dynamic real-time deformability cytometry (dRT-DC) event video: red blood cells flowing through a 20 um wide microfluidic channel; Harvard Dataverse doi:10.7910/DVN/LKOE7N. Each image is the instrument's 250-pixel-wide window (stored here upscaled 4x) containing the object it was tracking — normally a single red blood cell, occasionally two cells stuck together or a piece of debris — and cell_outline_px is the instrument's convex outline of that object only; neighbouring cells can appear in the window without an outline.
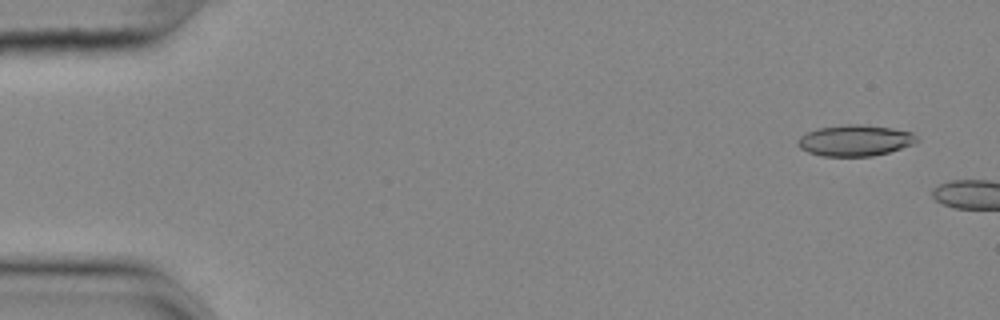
{"species": "common noctule bat (a hibernating species)", "species_latin": "Nyctalus noctula", "temperature_condition": "cold", "stored_images_in_passage": 6, "camera_frame_rate_fps": 3000, "um_per_image_px": 0.085, "animal": {"sex": "female", "body_mass_g": 25.1}, "frame": {"image": 1, "passage_image": 3, "time_ms": 0.667, "image_size_px": [1000, 320], "cell_outline_px": [[920, 140], [916, 144], [888, 152], [872, 156], [820, 156], [808, 152], [800, 148], [796, 144], [796, 140], [800, 136], [816, 128], [840, 124], [860, 124], [892, 128], [912, 132]], "centroid_in_image_um": [72.67, 11.93], "position_along_channel_um": 12.3, "area_um2": 21.91}}